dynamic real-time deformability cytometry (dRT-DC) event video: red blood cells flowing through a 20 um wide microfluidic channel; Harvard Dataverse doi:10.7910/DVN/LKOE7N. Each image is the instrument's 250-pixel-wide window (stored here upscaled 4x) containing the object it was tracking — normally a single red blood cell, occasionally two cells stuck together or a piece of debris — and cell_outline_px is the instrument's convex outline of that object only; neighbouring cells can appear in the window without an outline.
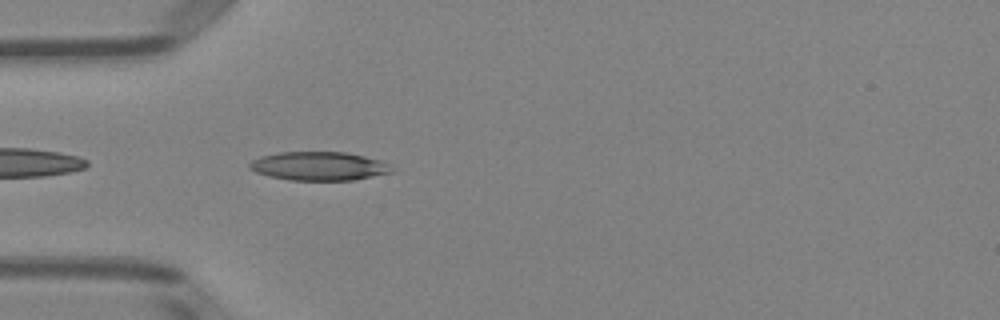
{"species": "Egyptian fruit bat (a non-hibernating species)", "species_latin": "Rousettus aegyptiacus", "temperature_condition": "room temperature", "stored_images_in_passage": 3, "camera_frame_rate_fps": 3000, "um_per_image_px": 0.085, "animal": {"sex": "female"}, "frame": {"image": 1, "passage_image": 3, "time_ms": 2.667, "image_size_px": [1000, 320], "cell_outline_px": [[396, 172], [352, 180], [288, 180], [256, 172], [248, 168], [248, 164], [252, 160], [260, 156], [280, 152], [348, 152], [380, 160], [388, 164]], "centroid_in_image_um": [27.13, 14.11], "position_along_channel_um": 57.9, "area_um2": 23.81}}